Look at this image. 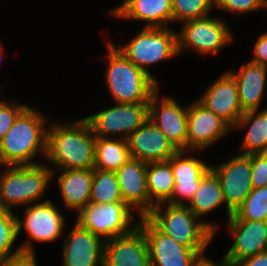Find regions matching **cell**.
I'll list each match as a JSON object with an SVG mask.
<instances>
[{
  "mask_svg": "<svg viewBox=\"0 0 267 266\" xmlns=\"http://www.w3.org/2000/svg\"><path fill=\"white\" fill-rule=\"evenodd\" d=\"M48 118L27 107L0 140V166L34 165L35 156L45 159Z\"/></svg>",
  "mask_w": 267,
  "mask_h": 266,
  "instance_id": "cell-2",
  "label": "cell"
},
{
  "mask_svg": "<svg viewBox=\"0 0 267 266\" xmlns=\"http://www.w3.org/2000/svg\"><path fill=\"white\" fill-rule=\"evenodd\" d=\"M114 202H123L115 171L93 168L89 203L111 204Z\"/></svg>",
  "mask_w": 267,
  "mask_h": 266,
  "instance_id": "cell-30",
  "label": "cell"
},
{
  "mask_svg": "<svg viewBox=\"0 0 267 266\" xmlns=\"http://www.w3.org/2000/svg\"><path fill=\"white\" fill-rule=\"evenodd\" d=\"M215 7L232 14L241 15L267 8L266 0H215Z\"/></svg>",
  "mask_w": 267,
  "mask_h": 266,
  "instance_id": "cell-33",
  "label": "cell"
},
{
  "mask_svg": "<svg viewBox=\"0 0 267 266\" xmlns=\"http://www.w3.org/2000/svg\"><path fill=\"white\" fill-rule=\"evenodd\" d=\"M228 220L267 221V186L252 189Z\"/></svg>",
  "mask_w": 267,
  "mask_h": 266,
  "instance_id": "cell-31",
  "label": "cell"
},
{
  "mask_svg": "<svg viewBox=\"0 0 267 266\" xmlns=\"http://www.w3.org/2000/svg\"><path fill=\"white\" fill-rule=\"evenodd\" d=\"M159 89L149 101V119L167 136L177 151H187V107L171 96L159 100Z\"/></svg>",
  "mask_w": 267,
  "mask_h": 266,
  "instance_id": "cell-12",
  "label": "cell"
},
{
  "mask_svg": "<svg viewBox=\"0 0 267 266\" xmlns=\"http://www.w3.org/2000/svg\"><path fill=\"white\" fill-rule=\"evenodd\" d=\"M198 101L232 129L245 114L241 107L236 81L228 71L218 76Z\"/></svg>",
  "mask_w": 267,
  "mask_h": 266,
  "instance_id": "cell-16",
  "label": "cell"
},
{
  "mask_svg": "<svg viewBox=\"0 0 267 266\" xmlns=\"http://www.w3.org/2000/svg\"><path fill=\"white\" fill-rule=\"evenodd\" d=\"M220 180L228 219L253 189L250 154H238L226 162L211 166Z\"/></svg>",
  "mask_w": 267,
  "mask_h": 266,
  "instance_id": "cell-11",
  "label": "cell"
},
{
  "mask_svg": "<svg viewBox=\"0 0 267 266\" xmlns=\"http://www.w3.org/2000/svg\"><path fill=\"white\" fill-rule=\"evenodd\" d=\"M138 226L147 240L151 266H199L207 258L205 249H189L177 243L146 216L139 217Z\"/></svg>",
  "mask_w": 267,
  "mask_h": 266,
  "instance_id": "cell-10",
  "label": "cell"
},
{
  "mask_svg": "<svg viewBox=\"0 0 267 266\" xmlns=\"http://www.w3.org/2000/svg\"><path fill=\"white\" fill-rule=\"evenodd\" d=\"M115 173L123 202L138 211V218L146 216L155 206L149 198L147 163L130 158Z\"/></svg>",
  "mask_w": 267,
  "mask_h": 266,
  "instance_id": "cell-17",
  "label": "cell"
},
{
  "mask_svg": "<svg viewBox=\"0 0 267 266\" xmlns=\"http://www.w3.org/2000/svg\"><path fill=\"white\" fill-rule=\"evenodd\" d=\"M27 107V105L21 103H9L6 100L0 101V140L6 135L15 120Z\"/></svg>",
  "mask_w": 267,
  "mask_h": 266,
  "instance_id": "cell-34",
  "label": "cell"
},
{
  "mask_svg": "<svg viewBox=\"0 0 267 266\" xmlns=\"http://www.w3.org/2000/svg\"><path fill=\"white\" fill-rule=\"evenodd\" d=\"M232 128L198 100L187 107V151H204Z\"/></svg>",
  "mask_w": 267,
  "mask_h": 266,
  "instance_id": "cell-13",
  "label": "cell"
},
{
  "mask_svg": "<svg viewBox=\"0 0 267 266\" xmlns=\"http://www.w3.org/2000/svg\"><path fill=\"white\" fill-rule=\"evenodd\" d=\"M4 47L0 44V59H2Z\"/></svg>",
  "mask_w": 267,
  "mask_h": 266,
  "instance_id": "cell-41",
  "label": "cell"
},
{
  "mask_svg": "<svg viewBox=\"0 0 267 266\" xmlns=\"http://www.w3.org/2000/svg\"><path fill=\"white\" fill-rule=\"evenodd\" d=\"M131 210L124 202L88 203L78 212L75 221L82 228L90 230L102 240L108 241L127 234L137 227V222L133 225L135 220Z\"/></svg>",
  "mask_w": 267,
  "mask_h": 266,
  "instance_id": "cell-7",
  "label": "cell"
},
{
  "mask_svg": "<svg viewBox=\"0 0 267 266\" xmlns=\"http://www.w3.org/2000/svg\"><path fill=\"white\" fill-rule=\"evenodd\" d=\"M228 72L236 81L242 109L247 112L261 108L266 88L267 67L250 61L242 64L237 73L232 70Z\"/></svg>",
  "mask_w": 267,
  "mask_h": 266,
  "instance_id": "cell-22",
  "label": "cell"
},
{
  "mask_svg": "<svg viewBox=\"0 0 267 266\" xmlns=\"http://www.w3.org/2000/svg\"><path fill=\"white\" fill-rule=\"evenodd\" d=\"M106 45L109 63L105 81L115 104L149 102L159 89L158 83L128 60L113 42L109 40Z\"/></svg>",
  "mask_w": 267,
  "mask_h": 266,
  "instance_id": "cell-4",
  "label": "cell"
},
{
  "mask_svg": "<svg viewBox=\"0 0 267 266\" xmlns=\"http://www.w3.org/2000/svg\"><path fill=\"white\" fill-rule=\"evenodd\" d=\"M62 173L57 178L61 199L68 210L84 208L90 199L93 181V169L60 170Z\"/></svg>",
  "mask_w": 267,
  "mask_h": 266,
  "instance_id": "cell-24",
  "label": "cell"
},
{
  "mask_svg": "<svg viewBox=\"0 0 267 266\" xmlns=\"http://www.w3.org/2000/svg\"><path fill=\"white\" fill-rule=\"evenodd\" d=\"M199 266H234L231 265L229 263L224 262L223 260H221V262L219 263H215L214 261H212L211 259L205 258L200 264Z\"/></svg>",
  "mask_w": 267,
  "mask_h": 266,
  "instance_id": "cell-39",
  "label": "cell"
},
{
  "mask_svg": "<svg viewBox=\"0 0 267 266\" xmlns=\"http://www.w3.org/2000/svg\"><path fill=\"white\" fill-rule=\"evenodd\" d=\"M156 82L149 66L174 58L178 54L177 32L169 27H143L129 42L117 48Z\"/></svg>",
  "mask_w": 267,
  "mask_h": 266,
  "instance_id": "cell-6",
  "label": "cell"
},
{
  "mask_svg": "<svg viewBox=\"0 0 267 266\" xmlns=\"http://www.w3.org/2000/svg\"><path fill=\"white\" fill-rule=\"evenodd\" d=\"M225 203L222 186L216 173L210 168L202 177L200 187L186 205L198 218L213 212Z\"/></svg>",
  "mask_w": 267,
  "mask_h": 266,
  "instance_id": "cell-26",
  "label": "cell"
},
{
  "mask_svg": "<svg viewBox=\"0 0 267 266\" xmlns=\"http://www.w3.org/2000/svg\"><path fill=\"white\" fill-rule=\"evenodd\" d=\"M253 58L251 61L267 67V32L262 33L253 46Z\"/></svg>",
  "mask_w": 267,
  "mask_h": 266,
  "instance_id": "cell-37",
  "label": "cell"
},
{
  "mask_svg": "<svg viewBox=\"0 0 267 266\" xmlns=\"http://www.w3.org/2000/svg\"><path fill=\"white\" fill-rule=\"evenodd\" d=\"M234 242L223 257V261L237 266L241 261L266 252L267 221L228 220Z\"/></svg>",
  "mask_w": 267,
  "mask_h": 266,
  "instance_id": "cell-15",
  "label": "cell"
},
{
  "mask_svg": "<svg viewBox=\"0 0 267 266\" xmlns=\"http://www.w3.org/2000/svg\"><path fill=\"white\" fill-rule=\"evenodd\" d=\"M18 237L17 215L14 211L0 208V259L20 253H35L32 241L27 240L13 252L12 246Z\"/></svg>",
  "mask_w": 267,
  "mask_h": 266,
  "instance_id": "cell-29",
  "label": "cell"
},
{
  "mask_svg": "<svg viewBox=\"0 0 267 266\" xmlns=\"http://www.w3.org/2000/svg\"><path fill=\"white\" fill-rule=\"evenodd\" d=\"M253 189L267 186V153L250 154Z\"/></svg>",
  "mask_w": 267,
  "mask_h": 266,
  "instance_id": "cell-35",
  "label": "cell"
},
{
  "mask_svg": "<svg viewBox=\"0 0 267 266\" xmlns=\"http://www.w3.org/2000/svg\"><path fill=\"white\" fill-rule=\"evenodd\" d=\"M130 158L127 139L96 137L95 169L117 171Z\"/></svg>",
  "mask_w": 267,
  "mask_h": 266,
  "instance_id": "cell-27",
  "label": "cell"
},
{
  "mask_svg": "<svg viewBox=\"0 0 267 266\" xmlns=\"http://www.w3.org/2000/svg\"><path fill=\"white\" fill-rule=\"evenodd\" d=\"M103 266H151L149 249L142 229L105 241Z\"/></svg>",
  "mask_w": 267,
  "mask_h": 266,
  "instance_id": "cell-19",
  "label": "cell"
},
{
  "mask_svg": "<svg viewBox=\"0 0 267 266\" xmlns=\"http://www.w3.org/2000/svg\"><path fill=\"white\" fill-rule=\"evenodd\" d=\"M171 3L172 21L181 23L210 16L215 6V0H171Z\"/></svg>",
  "mask_w": 267,
  "mask_h": 266,
  "instance_id": "cell-32",
  "label": "cell"
},
{
  "mask_svg": "<svg viewBox=\"0 0 267 266\" xmlns=\"http://www.w3.org/2000/svg\"><path fill=\"white\" fill-rule=\"evenodd\" d=\"M50 200L25 206L24 221L17 215L18 235L24 228L29 238L39 243L55 242L60 238L65 229V218Z\"/></svg>",
  "mask_w": 267,
  "mask_h": 266,
  "instance_id": "cell-14",
  "label": "cell"
},
{
  "mask_svg": "<svg viewBox=\"0 0 267 266\" xmlns=\"http://www.w3.org/2000/svg\"><path fill=\"white\" fill-rule=\"evenodd\" d=\"M188 152L177 151L170 158L175 186L169 204L187 205L200 187L202 177L211 168L201 158L190 157Z\"/></svg>",
  "mask_w": 267,
  "mask_h": 266,
  "instance_id": "cell-18",
  "label": "cell"
},
{
  "mask_svg": "<svg viewBox=\"0 0 267 266\" xmlns=\"http://www.w3.org/2000/svg\"><path fill=\"white\" fill-rule=\"evenodd\" d=\"M114 17L146 22L143 27L165 28L172 22V3L171 0H128Z\"/></svg>",
  "mask_w": 267,
  "mask_h": 266,
  "instance_id": "cell-23",
  "label": "cell"
},
{
  "mask_svg": "<svg viewBox=\"0 0 267 266\" xmlns=\"http://www.w3.org/2000/svg\"><path fill=\"white\" fill-rule=\"evenodd\" d=\"M146 217L161 232L189 249H206L219 227L212 221H201L186 205L158 204Z\"/></svg>",
  "mask_w": 267,
  "mask_h": 266,
  "instance_id": "cell-3",
  "label": "cell"
},
{
  "mask_svg": "<svg viewBox=\"0 0 267 266\" xmlns=\"http://www.w3.org/2000/svg\"><path fill=\"white\" fill-rule=\"evenodd\" d=\"M96 136L82 118L68 123H55L47 128L46 162L59 170L93 169Z\"/></svg>",
  "mask_w": 267,
  "mask_h": 266,
  "instance_id": "cell-1",
  "label": "cell"
},
{
  "mask_svg": "<svg viewBox=\"0 0 267 266\" xmlns=\"http://www.w3.org/2000/svg\"><path fill=\"white\" fill-rule=\"evenodd\" d=\"M0 175V208L14 211L12 206H28L45 195L55 171L44 163L3 166ZM6 169V170H5Z\"/></svg>",
  "mask_w": 267,
  "mask_h": 266,
  "instance_id": "cell-5",
  "label": "cell"
},
{
  "mask_svg": "<svg viewBox=\"0 0 267 266\" xmlns=\"http://www.w3.org/2000/svg\"><path fill=\"white\" fill-rule=\"evenodd\" d=\"M147 186L150 201L156 206L167 203L172 196L175 180L170 159L147 163Z\"/></svg>",
  "mask_w": 267,
  "mask_h": 266,
  "instance_id": "cell-28",
  "label": "cell"
},
{
  "mask_svg": "<svg viewBox=\"0 0 267 266\" xmlns=\"http://www.w3.org/2000/svg\"><path fill=\"white\" fill-rule=\"evenodd\" d=\"M83 118L96 137L127 139L149 119V102L116 103Z\"/></svg>",
  "mask_w": 267,
  "mask_h": 266,
  "instance_id": "cell-8",
  "label": "cell"
},
{
  "mask_svg": "<svg viewBox=\"0 0 267 266\" xmlns=\"http://www.w3.org/2000/svg\"><path fill=\"white\" fill-rule=\"evenodd\" d=\"M131 158L144 163L168 161L177 150L167 136L148 119L127 138Z\"/></svg>",
  "mask_w": 267,
  "mask_h": 266,
  "instance_id": "cell-21",
  "label": "cell"
},
{
  "mask_svg": "<svg viewBox=\"0 0 267 266\" xmlns=\"http://www.w3.org/2000/svg\"><path fill=\"white\" fill-rule=\"evenodd\" d=\"M128 0H125L122 4H120L118 7H116L115 9H111L110 14L114 15Z\"/></svg>",
  "mask_w": 267,
  "mask_h": 266,
  "instance_id": "cell-40",
  "label": "cell"
},
{
  "mask_svg": "<svg viewBox=\"0 0 267 266\" xmlns=\"http://www.w3.org/2000/svg\"><path fill=\"white\" fill-rule=\"evenodd\" d=\"M237 266H267V252L259 253L241 261Z\"/></svg>",
  "mask_w": 267,
  "mask_h": 266,
  "instance_id": "cell-38",
  "label": "cell"
},
{
  "mask_svg": "<svg viewBox=\"0 0 267 266\" xmlns=\"http://www.w3.org/2000/svg\"><path fill=\"white\" fill-rule=\"evenodd\" d=\"M223 18L207 16L184 21L177 33L178 54L193 48L200 55L216 54L234 38Z\"/></svg>",
  "mask_w": 267,
  "mask_h": 266,
  "instance_id": "cell-9",
  "label": "cell"
},
{
  "mask_svg": "<svg viewBox=\"0 0 267 266\" xmlns=\"http://www.w3.org/2000/svg\"><path fill=\"white\" fill-rule=\"evenodd\" d=\"M239 128L248 130L241 145V154L267 153V108L245 112L234 127Z\"/></svg>",
  "mask_w": 267,
  "mask_h": 266,
  "instance_id": "cell-25",
  "label": "cell"
},
{
  "mask_svg": "<svg viewBox=\"0 0 267 266\" xmlns=\"http://www.w3.org/2000/svg\"><path fill=\"white\" fill-rule=\"evenodd\" d=\"M63 242L62 266H103L105 240L77 222Z\"/></svg>",
  "mask_w": 267,
  "mask_h": 266,
  "instance_id": "cell-20",
  "label": "cell"
},
{
  "mask_svg": "<svg viewBox=\"0 0 267 266\" xmlns=\"http://www.w3.org/2000/svg\"><path fill=\"white\" fill-rule=\"evenodd\" d=\"M35 253H20L0 259V266H37Z\"/></svg>",
  "mask_w": 267,
  "mask_h": 266,
  "instance_id": "cell-36",
  "label": "cell"
}]
</instances>
